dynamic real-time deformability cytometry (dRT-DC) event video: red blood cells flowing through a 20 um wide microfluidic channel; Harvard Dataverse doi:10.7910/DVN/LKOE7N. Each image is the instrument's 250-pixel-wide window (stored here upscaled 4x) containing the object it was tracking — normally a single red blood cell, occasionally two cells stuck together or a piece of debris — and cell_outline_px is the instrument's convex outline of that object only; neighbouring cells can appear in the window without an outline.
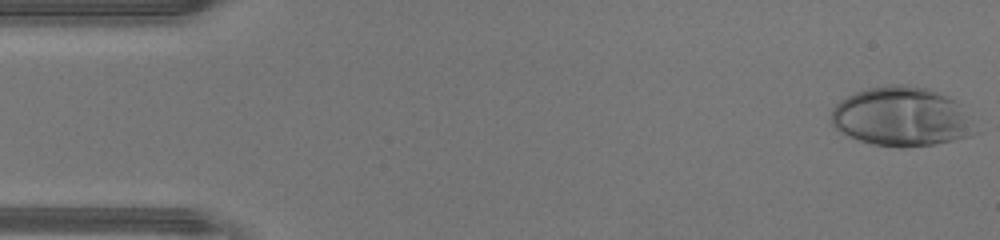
{"species": "human", "species_latin": "Homo sapiens", "temperature_condition": "warm", "stored_images_in_passage": 44, "camera_frame_rate_fps": 3000, "um_per_image_px": 0.085, "donor": {"sex": "male"}, "frame": {"image": 1, "passage_image": 1, "time_ms": 0.0, "image_size_px": [1000, 240], "cell_outline_px": [[976, 132], [972, 136], [932, 144], [904, 148], [872, 144], [848, 136], [840, 132], [832, 124], [832, 108], [840, 100], [856, 92], [868, 88], [892, 84], [904, 84], [928, 88], [948, 96], [956, 104]], "centroid_in_image_um": [76.55, 9.92], "position_along_channel_um": 8.4, "area_um2": 48.9}}
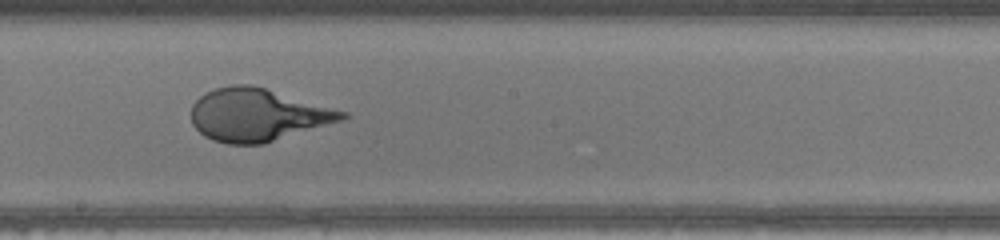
{"frame": {"image": 2, "passage_image": 24, "time_ms": 7.667, "image_size_px": [1000, 240], "cell_outline_px": [[348, 116], [340, 120], [264, 144], [228, 144], [212, 140], [204, 136], [192, 124], [192, 104], [204, 92], [216, 88], [232, 84], [252, 84], [348, 112]], "centroid_in_image_um": [21.85, 9.75], "position_along_channel_um": 226.4, "area_um2": 46.07}}
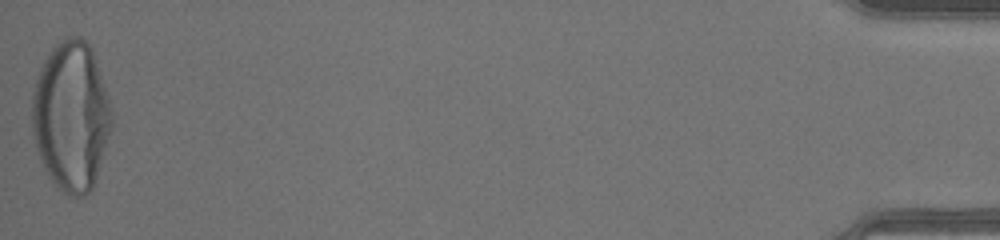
{"frame": {"image": 3, "passage_image": 44, "time_ms": 14.333, "image_size_px": [1000, 240], "cell_outline_px": [[112, 128], [92, 188], [84, 196], [68, 196], [52, 180], [44, 168], [40, 160], [36, 148], [32, 132], [32, 96], [36, 80], [40, 68], [44, 60], [52, 48], [60, 40], [68, 36], [80, 36], [92, 48], [104, 84], [112, 112]], "centroid_in_image_um": [6.04, 9.85], "position_along_channel_um": 429.2, "area_um2": 69.07}}